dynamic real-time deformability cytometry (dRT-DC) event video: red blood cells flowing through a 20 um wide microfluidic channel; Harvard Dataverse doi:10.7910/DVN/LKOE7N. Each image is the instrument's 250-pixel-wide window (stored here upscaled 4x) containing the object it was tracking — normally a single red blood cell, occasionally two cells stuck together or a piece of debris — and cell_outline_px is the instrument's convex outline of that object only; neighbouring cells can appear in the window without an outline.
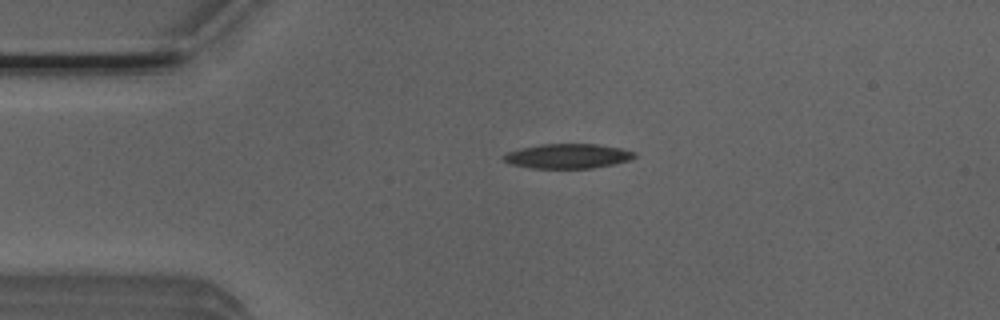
{"species": "Egyptian fruit bat (a non-hibernating species)", "species_latin": "Rousettus aegyptiacus", "temperature_condition": "room temperature", "stored_images_in_passage": 42, "camera_frame_rate_fps": 3000, "um_per_image_px": 0.085, "animal": {"sex": "male"}, "frame": {"image": 1, "passage_image": 1, "time_ms": 0.0, "image_size_px": [1000, 320], "cell_outline_px": [[636, 156], [632, 160], [616, 164], [592, 168], [532, 168], [512, 164], [504, 160], [500, 156], [508, 152], [520, 148], [540, 144], [596, 144], [620, 148], [636, 152]], "centroid_in_image_um": [48.29, 13.27], "position_along_channel_um": 36.7, "area_um2": 18.9}}
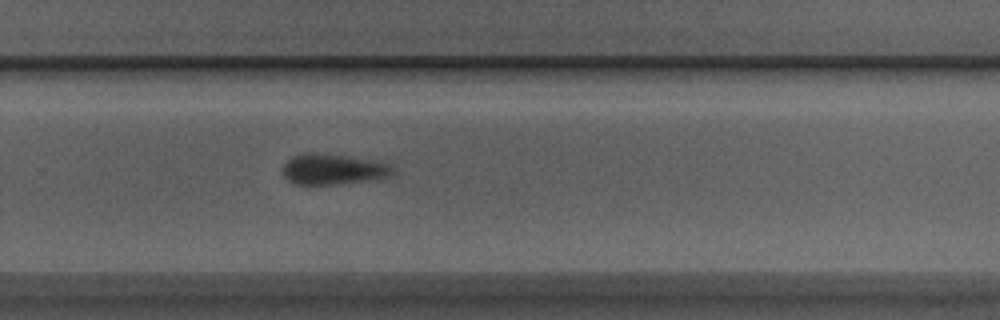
{"frame": {"image": 2, "passage_image": 24, "time_ms": 7.667, "image_size_px": [1000, 320], "cell_outline_px": [[396, 172], [392, 176], [380, 180], [336, 184], [292, 184], [284, 176], [284, 164], [292, 156], [304, 152], [312, 152], [348, 156], [396, 164]], "centroid_in_image_um": [28.44, 14.39], "position_along_channel_um": 301.4, "area_um2": 20.29}}
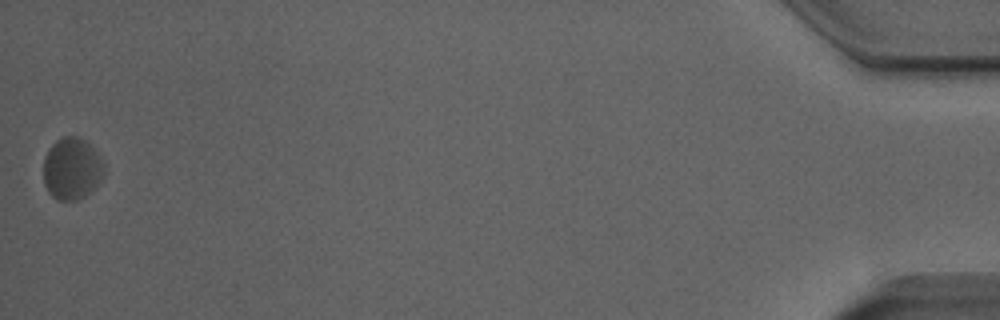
{"frame": {"image": 3, "passage_image": 42, "time_ms": 13.667, "image_size_px": [1000, 320], "cell_outline_px": [[104, 172], [96, 184], [84, 196], [76, 200], [56, 200], [48, 192], [44, 184], [44, 156], [48, 148], [56, 140], [64, 136], [76, 136], [84, 140], [104, 160]], "centroid_in_image_um": [6.08, 14.32], "position_along_channel_um": 429.1, "area_um2": 21.73}, "authors_computed_cell_mechanics": {"area_um2": 20.4323, "velocity_mm_per_s": 3.8478, "shape_relaxation_time_tau1_ms": 2.505, "shape_relaxation_time_tau2_ms": 2.7473, "deformation_change_tau1": 0.1011, "deformation_change_tau2": 0.092}}